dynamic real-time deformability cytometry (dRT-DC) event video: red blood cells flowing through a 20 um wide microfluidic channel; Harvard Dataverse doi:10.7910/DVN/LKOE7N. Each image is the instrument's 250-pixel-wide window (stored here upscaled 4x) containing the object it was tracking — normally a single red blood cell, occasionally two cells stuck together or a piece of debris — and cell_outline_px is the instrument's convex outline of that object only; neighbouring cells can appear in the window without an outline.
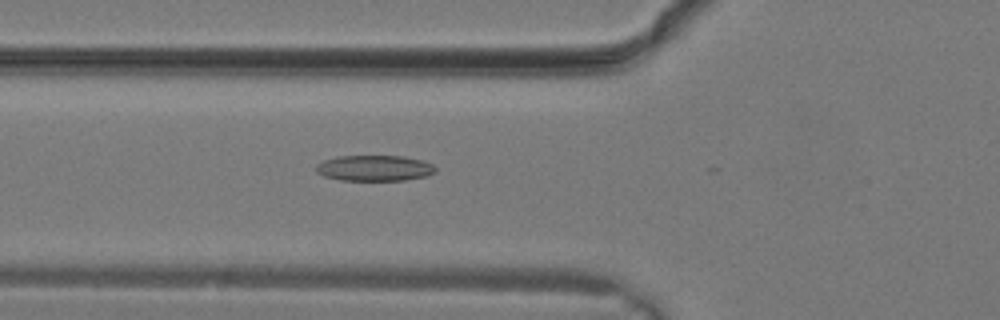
{"species": "common noctule bat (a hibernating species)", "species_latin": "Nyctalus noctula", "temperature_condition": "warm", "stored_images_in_passage": 12, "camera_frame_rate_fps": 3000, "um_per_image_px": 0.085, "animal": {"sex": "male", "body_mass_g": 19.2, "forearm_length_mm": 51.8}, "frame": {"image": 1, "passage_image": 10, "time_ms": 3.0, "image_size_px": [1000, 320], "cell_outline_px": [[436, 172], [428, 176], [404, 180], [340, 180], [324, 176], [316, 172], [316, 164], [324, 160], [336, 156], [404, 156], [424, 160], [432, 164], [436, 168]], "centroid_in_image_um": [31.85, 14.28], "position_along_channel_um": 94.0, "area_um2": 18.09}}
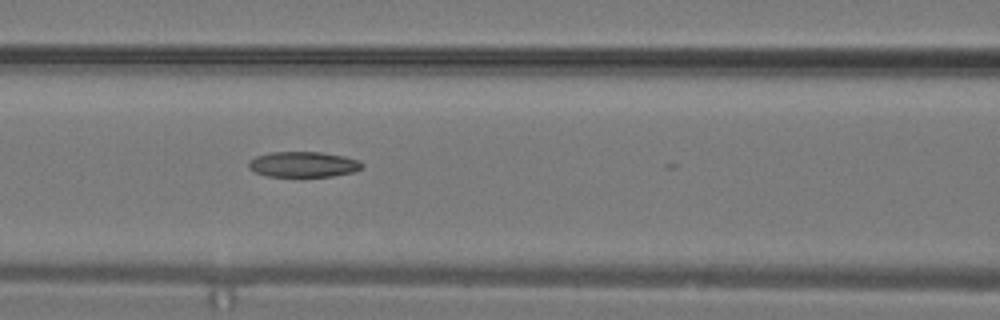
{"frame": {"image": 2, "passage_image": 12, "time_ms": 3.667, "image_size_px": [1000, 320], "cell_outline_px": [[364, 164], [356, 172], [332, 176], [300, 180], [268, 176], [256, 172], [248, 168], [248, 164], [256, 156], [268, 152], [320, 152], [344, 156], [360, 160]], "centroid_in_image_um": [25.8, 14.02], "position_along_channel_um": 140.8, "area_um2": 17.74}}